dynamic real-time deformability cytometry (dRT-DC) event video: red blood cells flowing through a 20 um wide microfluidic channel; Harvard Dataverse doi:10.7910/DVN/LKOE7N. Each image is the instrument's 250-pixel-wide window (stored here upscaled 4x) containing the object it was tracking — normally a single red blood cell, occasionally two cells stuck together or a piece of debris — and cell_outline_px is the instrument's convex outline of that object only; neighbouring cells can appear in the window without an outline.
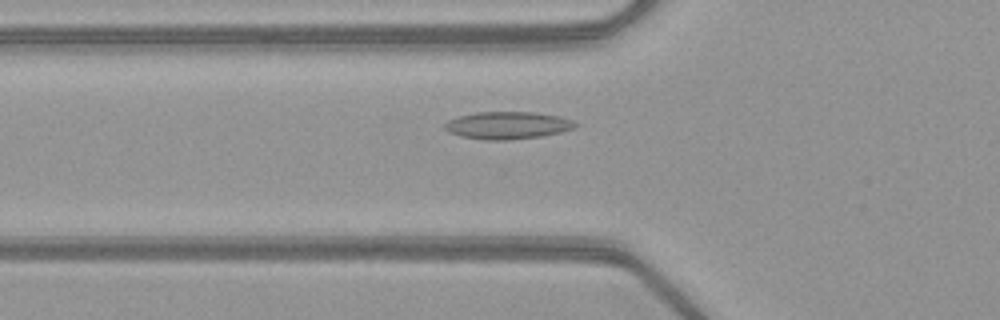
{"species": "common noctule bat (a hibernating species)", "species_latin": "Nyctalus noctula", "temperature_condition": "warm", "stored_images_in_passage": 3, "camera_frame_rate_fps": 3000, "um_per_image_px": 0.085, "animal": {"sex": "female", "body_mass_g": 21.9}, "frame": {"image": 1, "passage_image": 2, "time_ms": 0.333, "image_size_px": [1000, 320], "cell_outline_px": [[580, 124], [576, 128], [560, 132], [540, 136], [508, 140], [484, 140], [460, 136], [448, 132], [444, 128], [444, 124], [448, 120], [460, 116], [476, 112], [532, 112], [560, 116], [572, 120]], "centroid_in_image_um": [43.15, 10.65], "position_along_channel_um": 82.6, "area_um2": 20.92}}